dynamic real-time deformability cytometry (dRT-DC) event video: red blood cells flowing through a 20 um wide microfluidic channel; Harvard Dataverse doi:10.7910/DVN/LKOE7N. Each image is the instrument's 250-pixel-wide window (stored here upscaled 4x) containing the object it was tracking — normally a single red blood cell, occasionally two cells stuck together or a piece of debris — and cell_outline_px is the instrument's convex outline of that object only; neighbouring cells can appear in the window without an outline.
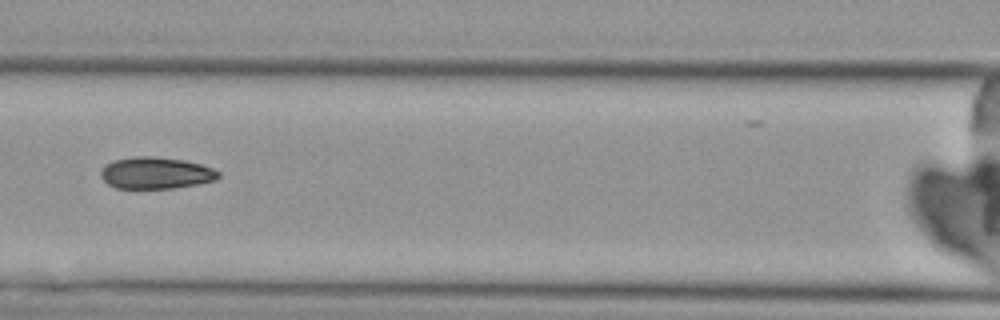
{"species": "Egyptian fruit bat (a non-hibernating species)", "species_latin": "Rousettus aegyptiacus", "temperature_condition": "cold", "stored_images_in_passage": 10, "camera_frame_rate_fps": 3000, "um_per_image_px": 0.085, "animal": {"sex": "female"}, "frame": {"image": 1, "passage_image": 7, "time_ms": 8.333, "image_size_px": [1000, 320], "cell_outline_px": [[220, 176], [216, 180], [196, 184], [172, 188], [116, 188], [108, 184], [100, 176], [100, 172], [104, 164], [112, 160], [132, 156], [156, 156], [184, 160], [200, 164], [212, 168], [220, 172]], "centroid_in_image_um": [13.21, 14.69], "position_along_channel_um": 153.4, "area_um2": 21.91}}
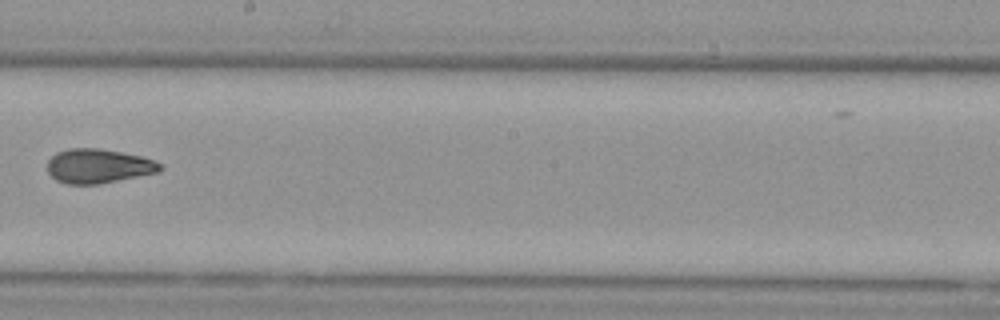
{"frame": {"image": 2, "passage_image": 9, "time_ms": 10.667, "image_size_px": [1000, 320], "cell_outline_px": [[164, 168], [160, 172], [100, 184], [68, 184], [56, 180], [48, 172], [48, 160], [56, 152], [68, 148], [100, 148], [140, 156], [152, 160], [160, 164]], "centroid_in_image_um": [8.36, 14.12], "position_along_channel_um": 239.8, "area_um2": 22.54}}
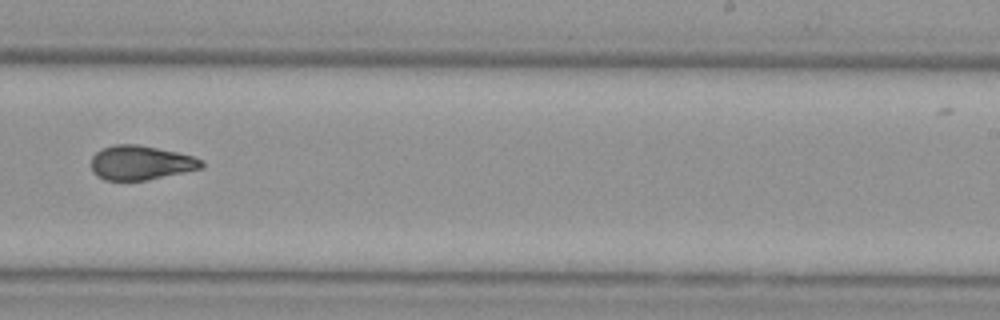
{"frame": {"image": 3, "passage_image": 10, "time_ms": 11.667, "image_size_px": [1000, 320], "cell_outline_px": [[204, 168], [148, 180], [104, 180], [96, 176], [92, 172], [92, 156], [100, 148], [116, 144], [140, 144], [176, 152], [192, 156], [204, 160]], "centroid_in_image_um": [11.97, 13.83], "position_along_channel_um": 277.0, "area_um2": 22.31}}